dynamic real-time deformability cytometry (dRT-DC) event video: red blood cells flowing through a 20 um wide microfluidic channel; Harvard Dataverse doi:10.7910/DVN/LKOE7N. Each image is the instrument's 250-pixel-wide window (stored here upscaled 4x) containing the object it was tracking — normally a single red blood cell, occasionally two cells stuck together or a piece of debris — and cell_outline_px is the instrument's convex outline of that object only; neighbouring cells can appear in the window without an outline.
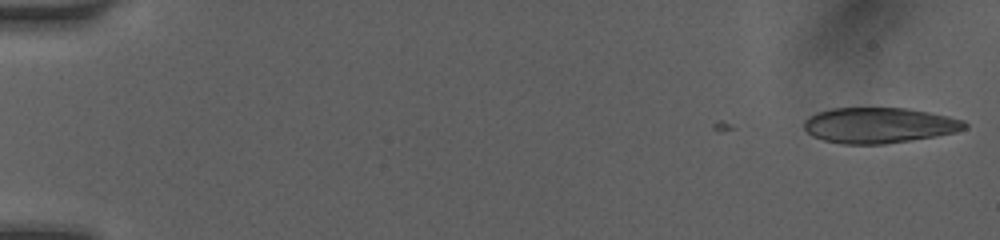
{"species": "human", "species_latin": "Homo sapiens", "temperature_condition": "room temperature", "stored_images_in_passage": 13, "camera_frame_rate_fps": 3000, "um_per_image_px": 0.085, "donor": {"sex": "female"}, "frame": {"image": 1, "passage_image": 1, "time_ms": 0.0, "image_size_px": [1000, 240], "cell_outline_px": [[968, 128], [952, 132], [932, 136], [884, 144], [844, 144], [824, 140], [812, 136], [804, 128], [804, 120], [820, 112], [832, 108], [904, 108], [928, 112], [948, 116], [964, 120], [968, 124]], "centroid_in_image_um": [74.72, 10.65], "position_along_channel_um": 10.3, "area_um2": 32.83}}